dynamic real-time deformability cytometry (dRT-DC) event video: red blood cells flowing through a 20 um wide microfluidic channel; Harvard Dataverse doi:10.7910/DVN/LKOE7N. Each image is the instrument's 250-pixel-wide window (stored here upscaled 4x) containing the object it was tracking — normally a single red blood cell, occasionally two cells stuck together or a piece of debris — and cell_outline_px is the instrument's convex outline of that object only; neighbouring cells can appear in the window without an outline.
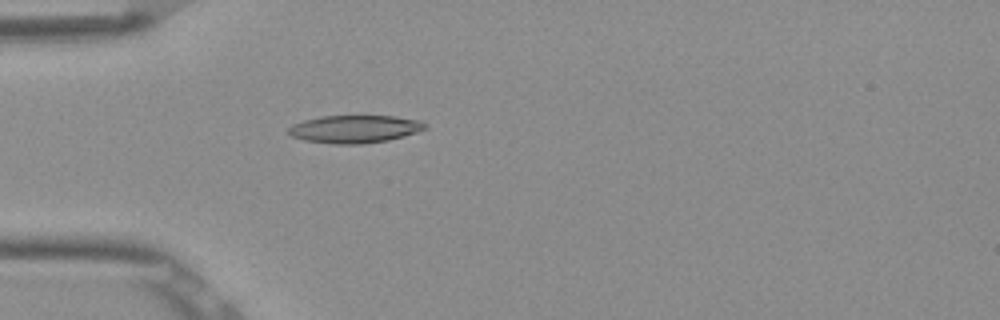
{"species": "Egyptian fruit bat (a non-hibernating species)", "species_latin": "Rousettus aegyptiacus", "temperature_condition": "room temperature", "stored_images_in_passage": 5, "camera_frame_rate_fps": 3000, "um_per_image_px": 0.085, "frame": {"image": 1, "passage_image": 5, "time_ms": 1.333, "image_size_px": [1000, 320], "cell_outline_px": [[428, 128], [404, 136], [388, 140], [360, 144], [332, 144], [304, 140], [292, 136], [288, 132], [288, 128], [292, 124], [304, 120], [320, 116], [396, 116], [420, 120], [428, 124]], "centroid_in_image_um": [30.17, 10.96], "position_along_channel_um": 54.8, "area_um2": 22.2}}